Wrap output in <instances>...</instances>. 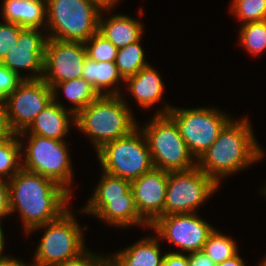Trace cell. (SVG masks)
Listing matches in <instances>:
<instances>
[{
  "instance_id": "obj_6",
  "label": "cell",
  "mask_w": 266,
  "mask_h": 266,
  "mask_svg": "<svg viewBox=\"0 0 266 266\" xmlns=\"http://www.w3.org/2000/svg\"><path fill=\"white\" fill-rule=\"evenodd\" d=\"M68 208L57 219L31 230L45 232L38 242L32 266H54L64 261L75 259L87 249L84 245L83 230Z\"/></svg>"
},
{
  "instance_id": "obj_28",
  "label": "cell",
  "mask_w": 266,
  "mask_h": 266,
  "mask_svg": "<svg viewBox=\"0 0 266 266\" xmlns=\"http://www.w3.org/2000/svg\"><path fill=\"white\" fill-rule=\"evenodd\" d=\"M239 43L253 56L266 51V20L242 24L239 30Z\"/></svg>"
},
{
  "instance_id": "obj_44",
  "label": "cell",
  "mask_w": 266,
  "mask_h": 266,
  "mask_svg": "<svg viewBox=\"0 0 266 266\" xmlns=\"http://www.w3.org/2000/svg\"><path fill=\"white\" fill-rule=\"evenodd\" d=\"M102 266H111V264L108 261H106Z\"/></svg>"
},
{
  "instance_id": "obj_43",
  "label": "cell",
  "mask_w": 266,
  "mask_h": 266,
  "mask_svg": "<svg viewBox=\"0 0 266 266\" xmlns=\"http://www.w3.org/2000/svg\"><path fill=\"white\" fill-rule=\"evenodd\" d=\"M259 266H266V257L265 256L263 257V260L260 261Z\"/></svg>"
},
{
  "instance_id": "obj_37",
  "label": "cell",
  "mask_w": 266,
  "mask_h": 266,
  "mask_svg": "<svg viewBox=\"0 0 266 266\" xmlns=\"http://www.w3.org/2000/svg\"><path fill=\"white\" fill-rule=\"evenodd\" d=\"M188 266H217L203 251L189 254Z\"/></svg>"
},
{
  "instance_id": "obj_29",
  "label": "cell",
  "mask_w": 266,
  "mask_h": 266,
  "mask_svg": "<svg viewBox=\"0 0 266 266\" xmlns=\"http://www.w3.org/2000/svg\"><path fill=\"white\" fill-rule=\"evenodd\" d=\"M230 4L231 13L243 24L266 20V0H232Z\"/></svg>"
},
{
  "instance_id": "obj_18",
  "label": "cell",
  "mask_w": 266,
  "mask_h": 266,
  "mask_svg": "<svg viewBox=\"0 0 266 266\" xmlns=\"http://www.w3.org/2000/svg\"><path fill=\"white\" fill-rule=\"evenodd\" d=\"M113 8H103L99 15L98 32L112 42L118 49L134 43L142 38L144 26L142 22L125 14L110 15L103 19V11Z\"/></svg>"
},
{
  "instance_id": "obj_38",
  "label": "cell",
  "mask_w": 266,
  "mask_h": 266,
  "mask_svg": "<svg viewBox=\"0 0 266 266\" xmlns=\"http://www.w3.org/2000/svg\"><path fill=\"white\" fill-rule=\"evenodd\" d=\"M217 266H246L243 259L239 256V252L230 259H226L221 263H218Z\"/></svg>"
},
{
  "instance_id": "obj_35",
  "label": "cell",
  "mask_w": 266,
  "mask_h": 266,
  "mask_svg": "<svg viewBox=\"0 0 266 266\" xmlns=\"http://www.w3.org/2000/svg\"><path fill=\"white\" fill-rule=\"evenodd\" d=\"M189 255L181 252H171L164 254L162 266H188Z\"/></svg>"
},
{
  "instance_id": "obj_7",
  "label": "cell",
  "mask_w": 266,
  "mask_h": 266,
  "mask_svg": "<svg viewBox=\"0 0 266 266\" xmlns=\"http://www.w3.org/2000/svg\"><path fill=\"white\" fill-rule=\"evenodd\" d=\"M167 105V106H166ZM165 106V107H164ZM155 115H169L177 124L190 154L197 161L217 139L231 116L217 108H178L165 104Z\"/></svg>"
},
{
  "instance_id": "obj_42",
  "label": "cell",
  "mask_w": 266,
  "mask_h": 266,
  "mask_svg": "<svg viewBox=\"0 0 266 266\" xmlns=\"http://www.w3.org/2000/svg\"><path fill=\"white\" fill-rule=\"evenodd\" d=\"M264 188L261 187L260 193H262L264 196H266V182Z\"/></svg>"
},
{
  "instance_id": "obj_16",
  "label": "cell",
  "mask_w": 266,
  "mask_h": 266,
  "mask_svg": "<svg viewBox=\"0 0 266 266\" xmlns=\"http://www.w3.org/2000/svg\"><path fill=\"white\" fill-rule=\"evenodd\" d=\"M71 125L75 126V115L57 98H53L37 115L31 125L18 134H33L65 141Z\"/></svg>"
},
{
  "instance_id": "obj_30",
  "label": "cell",
  "mask_w": 266,
  "mask_h": 266,
  "mask_svg": "<svg viewBox=\"0 0 266 266\" xmlns=\"http://www.w3.org/2000/svg\"><path fill=\"white\" fill-rule=\"evenodd\" d=\"M84 45L89 59L96 62H115L118 48L98 31Z\"/></svg>"
},
{
  "instance_id": "obj_24",
  "label": "cell",
  "mask_w": 266,
  "mask_h": 266,
  "mask_svg": "<svg viewBox=\"0 0 266 266\" xmlns=\"http://www.w3.org/2000/svg\"><path fill=\"white\" fill-rule=\"evenodd\" d=\"M93 190L87 204L80 209L82 213L90 215L105 199L125 195L131 190V182L103 171L101 179Z\"/></svg>"
},
{
  "instance_id": "obj_40",
  "label": "cell",
  "mask_w": 266,
  "mask_h": 266,
  "mask_svg": "<svg viewBox=\"0 0 266 266\" xmlns=\"http://www.w3.org/2000/svg\"><path fill=\"white\" fill-rule=\"evenodd\" d=\"M2 224H0V262L5 260L8 256L4 255V248H5V236H4V232H3V227L1 226ZM4 255V256H3Z\"/></svg>"
},
{
  "instance_id": "obj_1",
  "label": "cell",
  "mask_w": 266,
  "mask_h": 266,
  "mask_svg": "<svg viewBox=\"0 0 266 266\" xmlns=\"http://www.w3.org/2000/svg\"><path fill=\"white\" fill-rule=\"evenodd\" d=\"M10 213L18 211L26 235L57 219L69 208L71 195L54 181L21 168L9 181Z\"/></svg>"
},
{
  "instance_id": "obj_12",
  "label": "cell",
  "mask_w": 266,
  "mask_h": 266,
  "mask_svg": "<svg viewBox=\"0 0 266 266\" xmlns=\"http://www.w3.org/2000/svg\"><path fill=\"white\" fill-rule=\"evenodd\" d=\"M156 236L189 254L202 251L214 227L197 213L171 214L159 217L151 226Z\"/></svg>"
},
{
  "instance_id": "obj_23",
  "label": "cell",
  "mask_w": 266,
  "mask_h": 266,
  "mask_svg": "<svg viewBox=\"0 0 266 266\" xmlns=\"http://www.w3.org/2000/svg\"><path fill=\"white\" fill-rule=\"evenodd\" d=\"M51 88L53 98H58V92L62 89L66 99L73 103L68 110L75 116L100 96L93 86L82 77L54 84Z\"/></svg>"
},
{
  "instance_id": "obj_19",
  "label": "cell",
  "mask_w": 266,
  "mask_h": 266,
  "mask_svg": "<svg viewBox=\"0 0 266 266\" xmlns=\"http://www.w3.org/2000/svg\"><path fill=\"white\" fill-rule=\"evenodd\" d=\"M160 238L148 236L134 244L107 256L111 266H162L164 254L160 249Z\"/></svg>"
},
{
  "instance_id": "obj_13",
  "label": "cell",
  "mask_w": 266,
  "mask_h": 266,
  "mask_svg": "<svg viewBox=\"0 0 266 266\" xmlns=\"http://www.w3.org/2000/svg\"><path fill=\"white\" fill-rule=\"evenodd\" d=\"M86 58L87 53L83 42L48 38L42 79L52 87L63 81L81 78Z\"/></svg>"
},
{
  "instance_id": "obj_20",
  "label": "cell",
  "mask_w": 266,
  "mask_h": 266,
  "mask_svg": "<svg viewBox=\"0 0 266 266\" xmlns=\"http://www.w3.org/2000/svg\"><path fill=\"white\" fill-rule=\"evenodd\" d=\"M2 19L22 28L46 30V0H3ZM43 27V28H42Z\"/></svg>"
},
{
  "instance_id": "obj_15",
  "label": "cell",
  "mask_w": 266,
  "mask_h": 266,
  "mask_svg": "<svg viewBox=\"0 0 266 266\" xmlns=\"http://www.w3.org/2000/svg\"><path fill=\"white\" fill-rule=\"evenodd\" d=\"M167 181V171L153 168L131 182L138 213L149 226L163 216Z\"/></svg>"
},
{
  "instance_id": "obj_34",
  "label": "cell",
  "mask_w": 266,
  "mask_h": 266,
  "mask_svg": "<svg viewBox=\"0 0 266 266\" xmlns=\"http://www.w3.org/2000/svg\"><path fill=\"white\" fill-rule=\"evenodd\" d=\"M10 213L9 184L7 180H0V224L1 219Z\"/></svg>"
},
{
  "instance_id": "obj_8",
  "label": "cell",
  "mask_w": 266,
  "mask_h": 266,
  "mask_svg": "<svg viewBox=\"0 0 266 266\" xmlns=\"http://www.w3.org/2000/svg\"><path fill=\"white\" fill-rule=\"evenodd\" d=\"M143 132L154 168L167 172L184 171L196 166L175 121L167 115H155Z\"/></svg>"
},
{
  "instance_id": "obj_10",
  "label": "cell",
  "mask_w": 266,
  "mask_h": 266,
  "mask_svg": "<svg viewBox=\"0 0 266 266\" xmlns=\"http://www.w3.org/2000/svg\"><path fill=\"white\" fill-rule=\"evenodd\" d=\"M219 185L197 166L189 170L168 172L163 216L196 213Z\"/></svg>"
},
{
  "instance_id": "obj_31",
  "label": "cell",
  "mask_w": 266,
  "mask_h": 266,
  "mask_svg": "<svg viewBox=\"0 0 266 266\" xmlns=\"http://www.w3.org/2000/svg\"><path fill=\"white\" fill-rule=\"evenodd\" d=\"M16 23H11L3 20L0 22V62L7 55L10 49L17 45L18 35L23 30Z\"/></svg>"
},
{
  "instance_id": "obj_14",
  "label": "cell",
  "mask_w": 266,
  "mask_h": 266,
  "mask_svg": "<svg viewBox=\"0 0 266 266\" xmlns=\"http://www.w3.org/2000/svg\"><path fill=\"white\" fill-rule=\"evenodd\" d=\"M47 39L46 30L24 28L18 35L17 45L9 50L0 64L22 80L42 79ZM22 70L31 74H20Z\"/></svg>"
},
{
  "instance_id": "obj_11",
  "label": "cell",
  "mask_w": 266,
  "mask_h": 266,
  "mask_svg": "<svg viewBox=\"0 0 266 266\" xmlns=\"http://www.w3.org/2000/svg\"><path fill=\"white\" fill-rule=\"evenodd\" d=\"M52 100V88L43 79L22 80L4 99L11 131H25Z\"/></svg>"
},
{
  "instance_id": "obj_26",
  "label": "cell",
  "mask_w": 266,
  "mask_h": 266,
  "mask_svg": "<svg viewBox=\"0 0 266 266\" xmlns=\"http://www.w3.org/2000/svg\"><path fill=\"white\" fill-rule=\"evenodd\" d=\"M22 152L17 134L0 141V180L9 181L22 168Z\"/></svg>"
},
{
  "instance_id": "obj_27",
  "label": "cell",
  "mask_w": 266,
  "mask_h": 266,
  "mask_svg": "<svg viewBox=\"0 0 266 266\" xmlns=\"http://www.w3.org/2000/svg\"><path fill=\"white\" fill-rule=\"evenodd\" d=\"M237 248V243L232 237H228L218 229H214L206 240L202 251L215 264H218L235 256L238 253Z\"/></svg>"
},
{
  "instance_id": "obj_32",
  "label": "cell",
  "mask_w": 266,
  "mask_h": 266,
  "mask_svg": "<svg viewBox=\"0 0 266 266\" xmlns=\"http://www.w3.org/2000/svg\"><path fill=\"white\" fill-rule=\"evenodd\" d=\"M21 81L13 71L0 64V99L4 100Z\"/></svg>"
},
{
  "instance_id": "obj_22",
  "label": "cell",
  "mask_w": 266,
  "mask_h": 266,
  "mask_svg": "<svg viewBox=\"0 0 266 266\" xmlns=\"http://www.w3.org/2000/svg\"><path fill=\"white\" fill-rule=\"evenodd\" d=\"M81 77L89 82L100 96L123 95L118 87L121 82L125 83V80L115 62H96L87 57Z\"/></svg>"
},
{
  "instance_id": "obj_36",
  "label": "cell",
  "mask_w": 266,
  "mask_h": 266,
  "mask_svg": "<svg viewBox=\"0 0 266 266\" xmlns=\"http://www.w3.org/2000/svg\"><path fill=\"white\" fill-rule=\"evenodd\" d=\"M13 134L8 124L5 102L0 99V141L10 138Z\"/></svg>"
},
{
  "instance_id": "obj_4",
  "label": "cell",
  "mask_w": 266,
  "mask_h": 266,
  "mask_svg": "<svg viewBox=\"0 0 266 266\" xmlns=\"http://www.w3.org/2000/svg\"><path fill=\"white\" fill-rule=\"evenodd\" d=\"M102 9L94 0H46L47 37L86 42L98 31Z\"/></svg>"
},
{
  "instance_id": "obj_21",
  "label": "cell",
  "mask_w": 266,
  "mask_h": 266,
  "mask_svg": "<svg viewBox=\"0 0 266 266\" xmlns=\"http://www.w3.org/2000/svg\"><path fill=\"white\" fill-rule=\"evenodd\" d=\"M127 89L143 109L152 108L162 102L164 84L157 69L150 64L125 80Z\"/></svg>"
},
{
  "instance_id": "obj_3",
  "label": "cell",
  "mask_w": 266,
  "mask_h": 266,
  "mask_svg": "<svg viewBox=\"0 0 266 266\" xmlns=\"http://www.w3.org/2000/svg\"><path fill=\"white\" fill-rule=\"evenodd\" d=\"M122 95H101L75 116V126L98 151L104 144L130 134L138 127Z\"/></svg>"
},
{
  "instance_id": "obj_25",
  "label": "cell",
  "mask_w": 266,
  "mask_h": 266,
  "mask_svg": "<svg viewBox=\"0 0 266 266\" xmlns=\"http://www.w3.org/2000/svg\"><path fill=\"white\" fill-rule=\"evenodd\" d=\"M140 43L141 39L118 49L115 64L124 80L149 65V62L145 61V51Z\"/></svg>"
},
{
  "instance_id": "obj_5",
  "label": "cell",
  "mask_w": 266,
  "mask_h": 266,
  "mask_svg": "<svg viewBox=\"0 0 266 266\" xmlns=\"http://www.w3.org/2000/svg\"><path fill=\"white\" fill-rule=\"evenodd\" d=\"M17 135L20 139L21 155H24L22 168L54 181L72 196L70 183L73 180V170L66 141L33 134ZM24 138H28L27 142H23Z\"/></svg>"
},
{
  "instance_id": "obj_17",
  "label": "cell",
  "mask_w": 266,
  "mask_h": 266,
  "mask_svg": "<svg viewBox=\"0 0 266 266\" xmlns=\"http://www.w3.org/2000/svg\"><path fill=\"white\" fill-rule=\"evenodd\" d=\"M90 215L116 228L150 226L140 217L132 190L121 197L105 199Z\"/></svg>"
},
{
  "instance_id": "obj_39",
  "label": "cell",
  "mask_w": 266,
  "mask_h": 266,
  "mask_svg": "<svg viewBox=\"0 0 266 266\" xmlns=\"http://www.w3.org/2000/svg\"><path fill=\"white\" fill-rule=\"evenodd\" d=\"M0 266H32V264L24 263L20 259L8 255L5 260L0 262Z\"/></svg>"
},
{
  "instance_id": "obj_2",
  "label": "cell",
  "mask_w": 266,
  "mask_h": 266,
  "mask_svg": "<svg viewBox=\"0 0 266 266\" xmlns=\"http://www.w3.org/2000/svg\"><path fill=\"white\" fill-rule=\"evenodd\" d=\"M242 118L231 119L196 161V166L219 186L222 178L232 176L264 157V149L255 139L248 117Z\"/></svg>"
},
{
  "instance_id": "obj_9",
  "label": "cell",
  "mask_w": 266,
  "mask_h": 266,
  "mask_svg": "<svg viewBox=\"0 0 266 266\" xmlns=\"http://www.w3.org/2000/svg\"><path fill=\"white\" fill-rule=\"evenodd\" d=\"M96 153L102 171L130 182L154 168L139 124L130 134L104 144Z\"/></svg>"
},
{
  "instance_id": "obj_41",
  "label": "cell",
  "mask_w": 266,
  "mask_h": 266,
  "mask_svg": "<svg viewBox=\"0 0 266 266\" xmlns=\"http://www.w3.org/2000/svg\"><path fill=\"white\" fill-rule=\"evenodd\" d=\"M103 8H114L119 3V0H94Z\"/></svg>"
},
{
  "instance_id": "obj_33",
  "label": "cell",
  "mask_w": 266,
  "mask_h": 266,
  "mask_svg": "<svg viewBox=\"0 0 266 266\" xmlns=\"http://www.w3.org/2000/svg\"><path fill=\"white\" fill-rule=\"evenodd\" d=\"M107 261V256L88 251V249L79 257L64 261L54 266H102Z\"/></svg>"
}]
</instances>
